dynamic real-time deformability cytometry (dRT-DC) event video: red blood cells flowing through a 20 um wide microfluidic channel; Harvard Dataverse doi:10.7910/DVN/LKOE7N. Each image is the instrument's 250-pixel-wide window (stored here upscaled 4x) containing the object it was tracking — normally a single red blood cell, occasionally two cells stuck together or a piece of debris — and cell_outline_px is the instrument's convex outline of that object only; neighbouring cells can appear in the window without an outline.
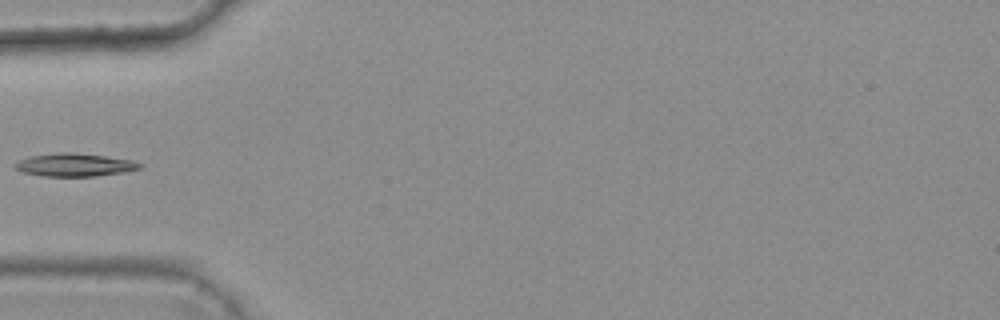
{"species": "common noctule bat (a hibernating species)", "species_latin": "Nyctalus noctula", "temperature_condition": "warm", "stored_images_in_passage": 5, "camera_frame_rate_fps": 3000, "um_per_image_px": 0.085, "animal": {"sex": "female", "body_mass_g": 25.1}, "frame": {"image": 1, "passage_image": 5, "time_ms": 1.333, "image_size_px": [1000, 320], "cell_outline_px": [[144, 164], [140, 168], [124, 172], [96, 176], [40, 176], [24, 172], [12, 168], [12, 164], [28, 156], [56, 152], [72, 152], [104, 156], [132, 160]], "centroid_in_image_um": [6.29, 14.01], "position_along_channel_um": 78.7, "area_um2": 16.88}}